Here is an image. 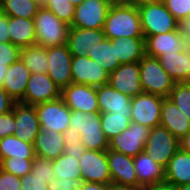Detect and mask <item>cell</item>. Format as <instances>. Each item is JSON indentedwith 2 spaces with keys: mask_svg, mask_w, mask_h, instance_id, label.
<instances>
[{
  "mask_svg": "<svg viewBox=\"0 0 190 190\" xmlns=\"http://www.w3.org/2000/svg\"><path fill=\"white\" fill-rule=\"evenodd\" d=\"M168 98L190 120V82L175 83Z\"/></svg>",
  "mask_w": 190,
  "mask_h": 190,
  "instance_id": "cell-36",
  "label": "cell"
},
{
  "mask_svg": "<svg viewBox=\"0 0 190 190\" xmlns=\"http://www.w3.org/2000/svg\"><path fill=\"white\" fill-rule=\"evenodd\" d=\"M37 45L45 48L67 44L70 26L41 6L33 18Z\"/></svg>",
  "mask_w": 190,
  "mask_h": 190,
  "instance_id": "cell-3",
  "label": "cell"
},
{
  "mask_svg": "<svg viewBox=\"0 0 190 190\" xmlns=\"http://www.w3.org/2000/svg\"><path fill=\"white\" fill-rule=\"evenodd\" d=\"M111 4L110 0H84L80 5L75 6L70 27L103 29Z\"/></svg>",
  "mask_w": 190,
  "mask_h": 190,
  "instance_id": "cell-9",
  "label": "cell"
},
{
  "mask_svg": "<svg viewBox=\"0 0 190 190\" xmlns=\"http://www.w3.org/2000/svg\"><path fill=\"white\" fill-rule=\"evenodd\" d=\"M2 13L11 17L33 19L42 6V0H2Z\"/></svg>",
  "mask_w": 190,
  "mask_h": 190,
  "instance_id": "cell-33",
  "label": "cell"
},
{
  "mask_svg": "<svg viewBox=\"0 0 190 190\" xmlns=\"http://www.w3.org/2000/svg\"><path fill=\"white\" fill-rule=\"evenodd\" d=\"M31 73L28 67L19 59L17 62L9 65L2 88L16 102H19L24 97Z\"/></svg>",
  "mask_w": 190,
  "mask_h": 190,
  "instance_id": "cell-22",
  "label": "cell"
},
{
  "mask_svg": "<svg viewBox=\"0 0 190 190\" xmlns=\"http://www.w3.org/2000/svg\"><path fill=\"white\" fill-rule=\"evenodd\" d=\"M21 178L0 169V190H20Z\"/></svg>",
  "mask_w": 190,
  "mask_h": 190,
  "instance_id": "cell-45",
  "label": "cell"
},
{
  "mask_svg": "<svg viewBox=\"0 0 190 190\" xmlns=\"http://www.w3.org/2000/svg\"><path fill=\"white\" fill-rule=\"evenodd\" d=\"M137 8L144 36H154L180 28V23L168 11L163 1L143 4Z\"/></svg>",
  "mask_w": 190,
  "mask_h": 190,
  "instance_id": "cell-5",
  "label": "cell"
},
{
  "mask_svg": "<svg viewBox=\"0 0 190 190\" xmlns=\"http://www.w3.org/2000/svg\"><path fill=\"white\" fill-rule=\"evenodd\" d=\"M69 134L77 135L86 150H107L109 140L101 129L99 113L71 110Z\"/></svg>",
  "mask_w": 190,
  "mask_h": 190,
  "instance_id": "cell-2",
  "label": "cell"
},
{
  "mask_svg": "<svg viewBox=\"0 0 190 190\" xmlns=\"http://www.w3.org/2000/svg\"><path fill=\"white\" fill-rule=\"evenodd\" d=\"M20 59L32 73L44 74L48 71L47 48L44 46L34 44L21 48Z\"/></svg>",
  "mask_w": 190,
  "mask_h": 190,
  "instance_id": "cell-31",
  "label": "cell"
},
{
  "mask_svg": "<svg viewBox=\"0 0 190 190\" xmlns=\"http://www.w3.org/2000/svg\"><path fill=\"white\" fill-rule=\"evenodd\" d=\"M179 149V140L168 129L162 126L150 129L144 152L155 162L166 168Z\"/></svg>",
  "mask_w": 190,
  "mask_h": 190,
  "instance_id": "cell-6",
  "label": "cell"
},
{
  "mask_svg": "<svg viewBox=\"0 0 190 190\" xmlns=\"http://www.w3.org/2000/svg\"><path fill=\"white\" fill-rule=\"evenodd\" d=\"M109 84L130 98L140 95L143 89L140 82L139 62L120 65L110 74Z\"/></svg>",
  "mask_w": 190,
  "mask_h": 190,
  "instance_id": "cell-18",
  "label": "cell"
},
{
  "mask_svg": "<svg viewBox=\"0 0 190 190\" xmlns=\"http://www.w3.org/2000/svg\"><path fill=\"white\" fill-rule=\"evenodd\" d=\"M35 108L42 131L69 134L71 110L61 97L36 105Z\"/></svg>",
  "mask_w": 190,
  "mask_h": 190,
  "instance_id": "cell-7",
  "label": "cell"
},
{
  "mask_svg": "<svg viewBox=\"0 0 190 190\" xmlns=\"http://www.w3.org/2000/svg\"><path fill=\"white\" fill-rule=\"evenodd\" d=\"M122 1H125V0H111L112 3H114V2H122Z\"/></svg>",
  "mask_w": 190,
  "mask_h": 190,
  "instance_id": "cell-58",
  "label": "cell"
},
{
  "mask_svg": "<svg viewBox=\"0 0 190 190\" xmlns=\"http://www.w3.org/2000/svg\"><path fill=\"white\" fill-rule=\"evenodd\" d=\"M77 190H107V184L95 182H80Z\"/></svg>",
  "mask_w": 190,
  "mask_h": 190,
  "instance_id": "cell-50",
  "label": "cell"
},
{
  "mask_svg": "<svg viewBox=\"0 0 190 190\" xmlns=\"http://www.w3.org/2000/svg\"><path fill=\"white\" fill-rule=\"evenodd\" d=\"M101 119V129L108 140L127 129L131 123V114L99 113Z\"/></svg>",
  "mask_w": 190,
  "mask_h": 190,
  "instance_id": "cell-34",
  "label": "cell"
},
{
  "mask_svg": "<svg viewBox=\"0 0 190 190\" xmlns=\"http://www.w3.org/2000/svg\"><path fill=\"white\" fill-rule=\"evenodd\" d=\"M2 0H0V14L2 13Z\"/></svg>",
  "mask_w": 190,
  "mask_h": 190,
  "instance_id": "cell-59",
  "label": "cell"
},
{
  "mask_svg": "<svg viewBox=\"0 0 190 190\" xmlns=\"http://www.w3.org/2000/svg\"><path fill=\"white\" fill-rule=\"evenodd\" d=\"M172 16L181 23L190 16V0H162Z\"/></svg>",
  "mask_w": 190,
  "mask_h": 190,
  "instance_id": "cell-40",
  "label": "cell"
},
{
  "mask_svg": "<svg viewBox=\"0 0 190 190\" xmlns=\"http://www.w3.org/2000/svg\"><path fill=\"white\" fill-rule=\"evenodd\" d=\"M107 159L113 183L133 187L137 190L142 187L138 183L132 157L108 148Z\"/></svg>",
  "mask_w": 190,
  "mask_h": 190,
  "instance_id": "cell-16",
  "label": "cell"
},
{
  "mask_svg": "<svg viewBox=\"0 0 190 190\" xmlns=\"http://www.w3.org/2000/svg\"><path fill=\"white\" fill-rule=\"evenodd\" d=\"M48 76L62 90L72 84L71 62L72 54L67 44L48 47Z\"/></svg>",
  "mask_w": 190,
  "mask_h": 190,
  "instance_id": "cell-14",
  "label": "cell"
},
{
  "mask_svg": "<svg viewBox=\"0 0 190 190\" xmlns=\"http://www.w3.org/2000/svg\"><path fill=\"white\" fill-rule=\"evenodd\" d=\"M64 146L66 156L81 157L86 150L79 136L72 134L65 135Z\"/></svg>",
  "mask_w": 190,
  "mask_h": 190,
  "instance_id": "cell-42",
  "label": "cell"
},
{
  "mask_svg": "<svg viewBox=\"0 0 190 190\" xmlns=\"http://www.w3.org/2000/svg\"><path fill=\"white\" fill-rule=\"evenodd\" d=\"M129 96L115 90L110 84L97 87V101L100 113L131 114Z\"/></svg>",
  "mask_w": 190,
  "mask_h": 190,
  "instance_id": "cell-21",
  "label": "cell"
},
{
  "mask_svg": "<svg viewBox=\"0 0 190 190\" xmlns=\"http://www.w3.org/2000/svg\"><path fill=\"white\" fill-rule=\"evenodd\" d=\"M34 159L8 157L0 162V169L17 177H24L31 173Z\"/></svg>",
  "mask_w": 190,
  "mask_h": 190,
  "instance_id": "cell-38",
  "label": "cell"
},
{
  "mask_svg": "<svg viewBox=\"0 0 190 190\" xmlns=\"http://www.w3.org/2000/svg\"><path fill=\"white\" fill-rule=\"evenodd\" d=\"M165 182L174 187L190 183V153L179 149L165 168Z\"/></svg>",
  "mask_w": 190,
  "mask_h": 190,
  "instance_id": "cell-28",
  "label": "cell"
},
{
  "mask_svg": "<svg viewBox=\"0 0 190 190\" xmlns=\"http://www.w3.org/2000/svg\"><path fill=\"white\" fill-rule=\"evenodd\" d=\"M61 97V89L47 73H31L24 97L19 101L28 105H39Z\"/></svg>",
  "mask_w": 190,
  "mask_h": 190,
  "instance_id": "cell-13",
  "label": "cell"
},
{
  "mask_svg": "<svg viewBox=\"0 0 190 190\" xmlns=\"http://www.w3.org/2000/svg\"><path fill=\"white\" fill-rule=\"evenodd\" d=\"M14 117L16 122L14 135L24 142L34 144L36 136L41 131L35 106L15 102Z\"/></svg>",
  "mask_w": 190,
  "mask_h": 190,
  "instance_id": "cell-17",
  "label": "cell"
},
{
  "mask_svg": "<svg viewBox=\"0 0 190 190\" xmlns=\"http://www.w3.org/2000/svg\"><path fill=\"white\" fill-rule=\"evenodd\" d=\"M16 122L14 117V106L12 111L0 115V139L9 135H14Z\"/></svg>",
  "mask_w": 190,
  "mask_h": 190,
  "instance_id": "cell-44",
  "label": "cell"
},
{
  "mask_svg": "<svg viewBox=\"0 0 190 190\" xmlns=\"http://www.w3.org/2000/svg\"><path fill=\"white\" fill-rule=\"evenodd\" d=\"M158 60L175 83L190 82V49L163 54Z\"/></svg>",
  "mask_w": 190,
  "mask_h": 190,
  "instance_id": "cell-24",
  "label": "cell"
},
{
  "mask_svg": "<svg viewBox=\"0 0 190 190\" xmlns=\"http://www.w3.org/2000/svg\"><path fill=\"white\" fill-rule=\"evenodd\" d=\"M175 190H190V183L182 186L175 187Z\"/></svg>",
  "mask_w": 190,
  "mask_h": 190,
  "instance_id": "cell-56",
  "label": "cell"
},
{
  "mask_svg": "<svg viewBox=\"0 0 190 190\" xmlns=\"http://www.w3.org/2000/svg\"><path fill=\"white\" fill-rule=\"evenodd\" d=\"M87 56L96 61L109 74L121 65L116 57L115 45H112L111 40L107 38H105L100 44H96Z\"/></svg>",
  "mask_w": 190,
  "mask_h": 190,
  "instance_id": "cell-32",
  "label": "cell"
},
{
  "mask_svg": "<svg viewBox=\"0 0 190 190\" xmlns=\"http://www.w3.org/2000/svg\"><path fill=\"white\" fill-rule=\"evenodd\" d=\"M80 182L77 179L65 178L62 180H56L51 190H77Z\"/></svg>",
  "mask_w": 190,
  "mask_h": 190,
  "instance_id": "cell-47",
  "label": "cell"
},
{
  "mask_svg": "<svg viewBox=\"0 0 190 190\" xmlns=\"http://www.w3.org/2000/svg\"><path fill=\"white\" fill-rule=\"evenodd\" d=\"M21 48L11 42L0 43V65H11L20 59Z\"/></svg>",
  "mask_w": 190,
  "mask_h": 190,
  "instance_id": "cell-41",
  "label": "cell"
},
{
  "mask_svg": "<svg viewBox=\"0 0 190 190\" xmlns=\"http://www.w3.org/2000/svg\"><path fill=\"white\" fill-rule=\"evenodd\" d=\"M15 102L16 101L0 87V115L12 111Z\"/></svg>",
  "mask_w": 190,
  "mask_h": 190,
  "instance_id": "cell-46",
  "label": "cell"
},
{
  "mask_svg": "<svg viewBox=\"0 0 190 190\" xmlns=\"http://www.w3.org/2000/svg\"><path fill=\"white\" fill-rule=\"evenodd\" d=\"M138 183L141 186L165 181V167L155 162L144 151L133 158Z\"/></svg>",
  "mask_w": 190,
  "mask_h": 190,
  "instance_id": "cell-25",
  "label": "cell"
},
{
  "mask_svg": "<svg viewBox=\"0 0 190 190\" xmlns=\"http://www.w3.org/2000/svg\"><path fill=\"white\" fill-rule=\"evenodd\" d=\"M31 174L47 180V184L51 187L54 186L56 182L55 172L53 169V160L35 156Z\"/></svg>",
  "mask_w": 190,
  "mask_h": 190,
  "instance_id": "cell-39",
  "label": "cell"
},
{
  "mask_svg": "<svg viewBox=\"0 0 190 190\" xmlns=\"http://www.w3.org/2000/svg\"><path fill=\"white\" fill-rule=\"evenodd\" d=\"M144 39L145 55L155 58L163 54L177 53L186 49L185 37L180 28L154 36H144Z\"/></svg>",
  "mask_w": 190,
  "mask_h": 190,
  "instance_id": "cell-19",
  "label": "cell"
},
{
  "mask_svg": "<svg viewBox=\"0 0 190 190\" xmlns=\"http://www.w3.org/2000/svg\"><path fill=\"white\" fill-rule=\"evenodd\" d=\"M107 190H137V189L110 182L109 184H107Z\"/></svg>",
  "mask_w": 190,
  "mask_h": 190,
  "instance_id": "cell-53",
  "label": "cell"
},
{
  "mask_svg": "<svg viewBox=\"0 0 190 190\" xmlns=\"http://www.w3.org/2000/svg\"><path fill=\"white\" fill-rule=\"evenodd\" d=\"M139 68L143 92L168 98L175 82L161 66L158 58L145 55L139 61Z\"/></svg>",
  "mask_w": 190,
  "mask_h": 190,
  "instance_id": "cell-4",
  "label": "cell"
},
{
  "mask_svg": "<svg viewBox=\"0 0 190 190\" xmlns=\"http://www.w3.org/2000/svg\"><path fill=\"white\" fill-rule=\"evenodd\" d=\"M8 157L34 159V146L31 143L20 140L15 135H9L1 138L0 161Z\"/></svg>",
  "mask_w": 190,
  "mask_h": 190,
  "instance_id": "cell-30",
  "label": "cell"
},
{
  "mask_svg": "<svg viewBox=\"0 0 190 190\" xmlns=\"http://www.w3.org/2000/svg\"><path fill=\"white\" fill-rule=\"evenodd\" d=\"M79 159L80 157L66 156L65 154H61L57 159H54L53 169L56 180L73 178L81 182Z\"/></svg>",
  "mask_w": 190,
  "mask_h": 190,
  "instance_id": "cell-35",
  "label": "cell"
},
{
  "mask_svg": "<svg viewBox=\"0 0 190 190\" xmlns=\"http://www.w3.org/2000/svg\"><path fill=\"white\" fill-rule=\"evenodd\" d=\"M179 147L183 152L190 153V130L179 140Z\"/></svg>",
  "mask_w": 190,
  "mask_h": 190,
  "instance_id": "cell-52",
  "label": "cell"
},
{
  "mask_svg": "<svg viewBox=\"0 0 190 190\" xmlns=\"http://www.w3.org/2000/svg\"><path fill=\"white\" fill-rule=\"evenodd\" d=\"M183 36L185 37V45L190 49V16L183 20L179 25Z\"/></svg>",
  "mask_w": 190,
  "mask_h": 190,
  "instance_id": "cell-49",
  "label": "cell"
},
{
  "mask_svg": "<svg viewBox=\"0 0 190 190\" xmlns=\"http://www.w3.org/2000/svg\"><path fill=\"white\" fill-rule=\"evenodd\" d=\"M103 29H81L70 27L67 46L72 56H84L105 39Z\"/></svg>",
  "mask_w": 190,
  "mask_h": 190,
  "instance_id": "cell-20",
  "label": "cell"
},
{
  "mask_svg": "<svg viewBox=\"0 0 190 190\" xmlns=\"http://www.w3.org/2000/svg\"><path fill=\"white\" fill-rule=\"evenodd\" d=\"M160 1L162 0H125L124 2L139 7L140 5L143 4L155 3Z\"/></svg>",
  "mask_w": 190,
  "mask_h": 190,
  "instance_id": "cell-54",
  "label": "cell"
},
{
  "mask_svg": "<svg viewBox=\"0 0 190 190\" xmlns=\"http://www.w3.org/2000/svg\"><path fill=\"white\" fill-rule=\"evenodd\" d=\"M139 190H175V187L167 182L142 186Z\"/></svg>",
  "mask_w": 190,
  "mask_h": 190,
  "instance_id": "cell-51",
  "label": "cell"
},
{
  "mask_svg": "<svg viewBox=\"0 0 190 190\" xmlns=\"http://www.w3.org/2000/svg\"><path fill=\"white\" fill-rule=\"evenodd\" d=\"M81 182L109 184L112 182L107 150H85L79 159Z\"/></svg>",
  "mask_w": 190,
  "mask_h": 190,
  "instance_id": "cell-11",
  "label": "cell"
},
{
  "mask_svg": "<svg viewBox=\"0 0 190 190\" xmlns=\"http://www.w3.org/2000/svg\"><path fill=\"white\" fill-rule=\"evenodd\" d=\"M10 42L20 48L36 43V32L33 19L9 16Z\"/></svg>",
  "mask_w": 190,
  "mask_h": 190,
  "instance_id": "cell-29",
  "label": "cell"
},
{
  "mask_svg": "<svg viewBox=\"0 0 190 190\" xmlns=\"http://www.w3.org/2000/svg\"><path fill=\"white\" fill-rule=\"evenodd\" d=\"M149 132L147 126L131 122L127 129L109 140L108 148L134 158L144 151Z\"/></svg>",
  "mask_w": 190,
  "mask_h": 190,
  "instance_id": "cell-10",
  "label": "cell"
},
{
  "mask_svg": "<svg viewBox=\"0 0 190 190\" xmlns=\"http://www.w3.org/2000/svg\"><path fill=\"white\" fill-rule=\"evenodd\" d=\"M74 6L80 5L84 0H69Z\"/></svg>",
  "mask_w": 190,
  "mask_h": 190,
  "instance_id": "cell-57",
  "label": "cell"
},
{
  "mask_svg": "<svg viewBox=\"0 0 190 190\" xmlns=\"http://www.w3.org/2000/svg\"><path fill=\"white\" fill-rule=\"evenodd\" d=\"M163 97L142 92L131 99V122L148 128L160 126Z\"/></svg>",
  "mask_w": 190,
  "mask_h": 190,
  "instance_id": "cell-8",
  "label": "cell"
},
{
  "mask_svg": "<svg viewBox=\"0 0 190 190\" xmlns=\"http://www.w3.org/2000/svg\"><path fill=\"white\" fill-rule=\"evenodd\" d=\"M8 67L9 66L5 64L0 65V87H2L3 85L5 74L7 73Z\"/></svg>",
  "mask_w": 190,
  "mask_h": 190,
  "instance_id": "cell-55",
  "label": "cell"
},
{
  "mask_svg": "<svg viewBox=\"0 0 190 190\" xmlns=\"http://www.w3.org/2000/svg\"><path fill=\"white\" fill-rule=\"evenodd\" d=\"M21 182L20 190H51L46 179L33 176L31 173L22 177Z\"/></svg>",
  "mask_w": 190,
  "mask_h": 190,
  "instance_id": "cell-43",
  "label": "cell"
},
{
  "mask_svg": "<svg viewBox=\"0 0 190 190\" xmlns=\"http://www.w3.org/2000/svg\"><path fill=\"white\" fill-rule=\"evenodd\" d=\"M64 139L65 134L63 133L41 130L33 144L35 156L50 160L57 159L61 154H64Z\"/></svg>",
  "mask_w": 190,
  "mask_h": 190,
  "instance_id": "cell-26",
  "label": "cell"
},
{
  "mask_svg": "<svg viewBox=\"0 0 190 190\" xmlns=\"http://www.w3.org/2000/svg\"><path fill=\"white\" fill-rule=\"evenodd\" d=\"M72 83L100 87L109 84L110 74L87 55L72 56Z\"/></svg>",
  "mask_w": 190,
  "mask_h": 190,
  "instance_id": "cell-12",
  "label": "cell"
},
{
  "mask_svg": "<svg viewBox=\"0 0 190 190\" xmlns=\"http://www.w3.org/2000/svg\"><path fill=\"white\" fill-rule=\"evenodd\" d=\"M103 32L107 39L144 37L138 8L124 1L114 2L108 9Z\"/></svg>",
  "mask_w": 190,
  "mask_h": 190,
  "instance_id": "cell-1",
  "label": "cell"
},
{
  "mask_svg": "<svg viewBox=\"0 0 190 190\" xmlns=\"http://www.w3.org/2000/svg\"><path fill=\"white\" fill-rule=\"evenodd\" d=\"M111 43L121 65L139 62L145 56L144 37H119L111 39Z\"/></svg>",
  "mask_w": 190,
  "mask_h": 190,
  "instance_id": "cell-27",
  "label": "cell"
},
{
  "mask_svg": "<svg viewBox=\"0 0 190 190\" xmlns=\"http://www.w3.org/2000/svg\"><path fill=\"white\" fill-rule=\"evenodd\" d=\"M160 126L168 129L180 140L190 130V120L169 98H164L161 108Z\"/></svg>",
  "mask_w": 190,
  "mask_h": 190,
  "instance_id": "cell-23",
  "label": "cell"
},
{
  "mask_svg": "<svg viewBox=\"0 0 190 190\" xmlns=\"http://www.w3.org/2000/svg\"><path fill=\"white\" fill-rule=\"evenodd\" d=\"M42 6L49 9L61 21L71 26L75 6L69 0H42Z\"/></svg>",
  "mask_w": 190,
  "mask_h": 190,
  "instance_id": "cell-37",
  "label": "cell"
},
{
  "mask_svg": "<svg viewBox=\"0 0 190 190\" xmlns=\"http://www.w3.org/2000/svg\"><path fill=\"white\" fill-rule=\"evenodd\" d=\"M61 98L70 110H79L83 113H100L96 87L72 83L61 90Z\"/></svg>",
  "mask_w": 190,
  "mask_h": 190,
  "instance_id": "cell-15",
  "label": "cell"
},
{
  "mask_svg": "<svg viewBox=\"0 0 190 190\" xmlns=\"http://www.w3.org/2000/svg\"><path fill=\"white\" fill-rule=\"evenodd\" d=\"M10 42L9 36V16L7 14H0V43Z\"/></svg>",
  "mask_w": 190,
  "mask_h": 190,
  "instance_id": "cell-48",
  "label": "cell"
}]
</instances>
